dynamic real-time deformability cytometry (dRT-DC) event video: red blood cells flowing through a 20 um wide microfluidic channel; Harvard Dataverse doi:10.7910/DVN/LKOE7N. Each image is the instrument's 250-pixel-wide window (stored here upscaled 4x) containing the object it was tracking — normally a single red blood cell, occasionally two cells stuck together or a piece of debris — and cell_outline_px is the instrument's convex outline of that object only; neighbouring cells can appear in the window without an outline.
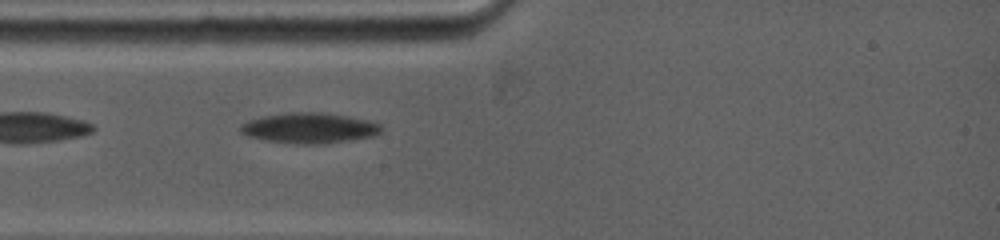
{"species": "common noctule bat (a hibernating species)", "species_latin": "Nyctalus noctula", "temperature_condition": "warm", "stored_images_in_passage": 2, "camera_frame_rate_fps": 5000, "um_per_image_px": 0.085, "animal": {"sex": "female", "body_mass_g": 19.0, "forearm_length_mm": 53.3}, "frame": {"image": 1, "passage_image": 2, "time_ms": 1.0, "image_size_px": [1000, 240], "cell_outline_px": [[384, 128], [380, 132], [372, 136], [348, 140], [320, 144], [296, 144], [268, 140], [248, 136], [240, 132], [240, 124], [248, 120], [264, 116], [288, 112], [324, 112], [348, 116], [368, 120], [380, 124]], "centroid_in_image_um": [26.29, 10.87], "position_along_channel_um": 58.7, "area_um2": 24.91}}